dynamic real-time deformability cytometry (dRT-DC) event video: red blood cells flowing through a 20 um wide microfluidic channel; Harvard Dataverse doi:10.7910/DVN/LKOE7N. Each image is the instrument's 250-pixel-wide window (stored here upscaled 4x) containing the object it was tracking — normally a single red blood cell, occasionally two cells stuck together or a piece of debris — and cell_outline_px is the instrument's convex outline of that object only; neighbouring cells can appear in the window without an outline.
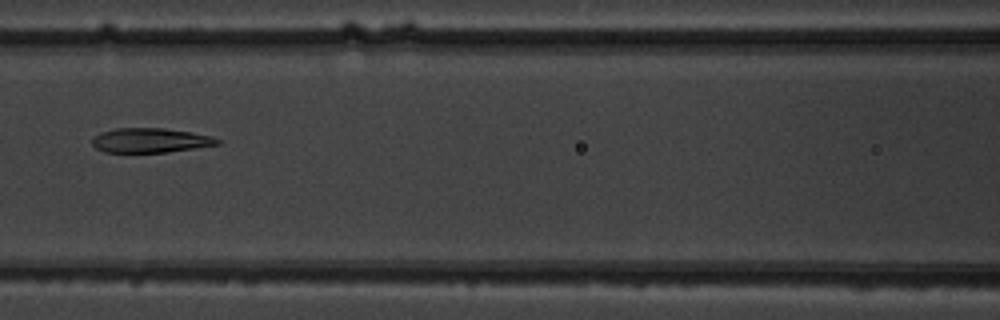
{"species": "common noctule bat (a hibernating species)", "species_latin": "Nyctalus noctula", "temperature_condition": "warm", "stored_images_in_passage": 11, "camera_frame_rate_fps": 3000, "um_per_image_px": 0.085, "animal": {"sex": "male", "body_mass_g": 19.5, "forearm_length_mm": 54.6}, "frame": {"image": 1, "passage_image": 8, "time_ms": 8.0, "image_size_px": [1000, 320], "cell_outline_px": [[220, 144], [168, 152], [104, 152], [96, 148], [92, 144], [92, 136], [100, 132], [116, 128], [164, 128], [192, 132], [212, 136], [220, 140]], "centroid_in_image_um": [12.76, 11.92], "position_along_channel_um": 153.8, "area_um2": 17.98}}
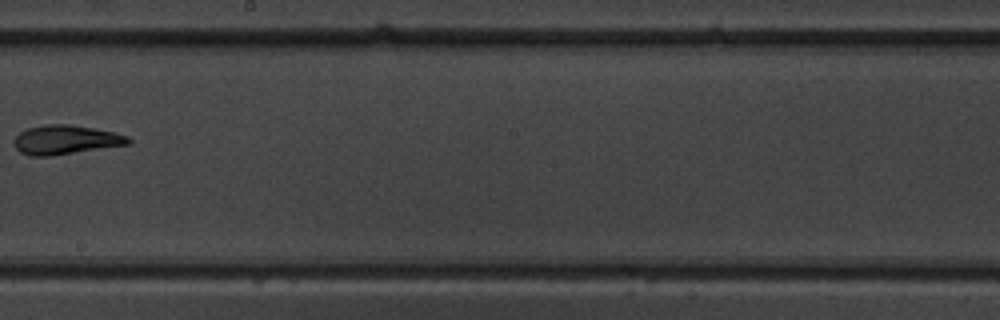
{"frame": {"image": 2, "passage_image": 10, "time_ms": 10.333, "image_size_px": [1000, 320], "cell_outline_px": [[132, 144], [52, 156], [28, 156], [20, 152], [16, 148], [12, 140], [20, 132], [28, 128], [48, 124], [68, 124], [92, 128], [112, 132], [128, 136], [132, 140]], "centroid_in_image_um": [5.58, 11.9], "position_along_channel_um": 242.6, "area_um2": 19.54}}
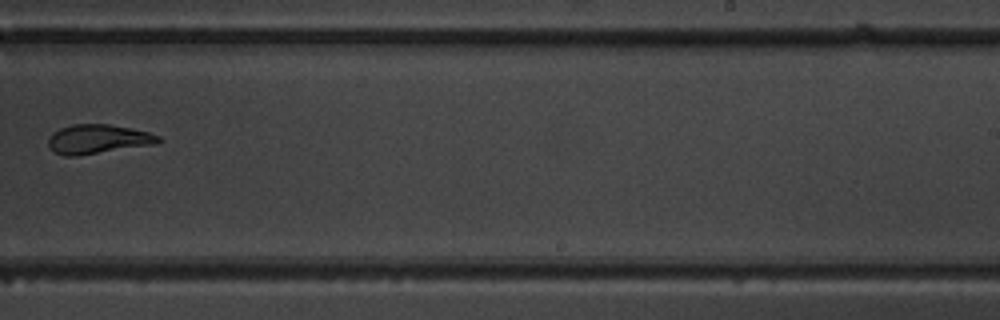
{"frame": {"image": 3, "passage_image": 11, "time_ms": 11.333, "image_size_px": [1000, 320], "cell_outline_px": [[160, 140], [156, 144], [76, 156], [64, 156], [52, 152], [48, 148], [48, 140], [52, 132], [60, 128], [72, 124], [108, 124], [132, 128], [148, 132], [160, 136]], "centroid_in_image_um": [8.27, 11.83], "position_along_channel_um": 280.7, "area_um2": 18.9}}